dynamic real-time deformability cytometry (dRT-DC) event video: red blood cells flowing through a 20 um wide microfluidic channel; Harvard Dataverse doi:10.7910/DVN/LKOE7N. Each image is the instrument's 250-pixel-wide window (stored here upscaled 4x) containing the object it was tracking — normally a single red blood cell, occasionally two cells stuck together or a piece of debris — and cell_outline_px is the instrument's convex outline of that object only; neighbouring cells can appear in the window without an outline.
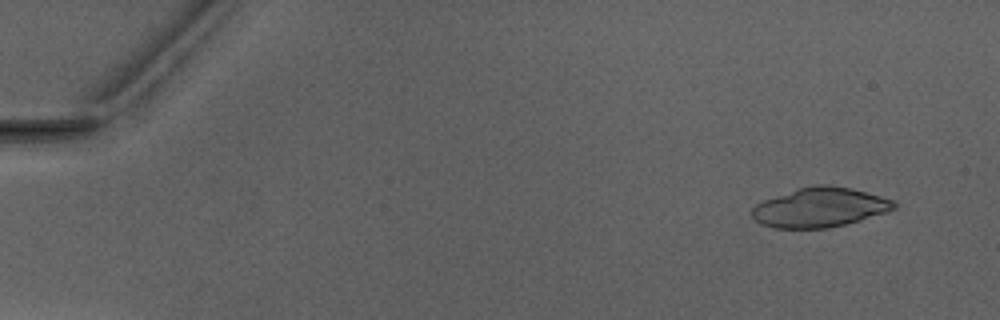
{"species": "Egyptian fruit bat (a non-hibernating species)", "species_latin": "Rousettus aegyptiacus", "temperature_condition": "warm", "stored_images_in_passage": 5, "camera_frame_rate_fps": 3000, "um_per_image_px": 0.085, "animal": {"sex": "male"}, "frame": {"image": 1, "passage_image": 1, "time_ms": 0.0, "image_size_px": [1000, 320], "cell_outline_px": [[896, 208], [888, 212], [860, 220], [828, 228], [772, 228], [760, 224], [752, 216], [752, 208], [756, 204], [764, 200], [800, 188], [816, 184], [824, 184], [852, 188], [896, 200]], "centroid_in_image_um": [69.72, 17.63], "position_along_channel_um": 15.3, "area_um2": 32.66}}